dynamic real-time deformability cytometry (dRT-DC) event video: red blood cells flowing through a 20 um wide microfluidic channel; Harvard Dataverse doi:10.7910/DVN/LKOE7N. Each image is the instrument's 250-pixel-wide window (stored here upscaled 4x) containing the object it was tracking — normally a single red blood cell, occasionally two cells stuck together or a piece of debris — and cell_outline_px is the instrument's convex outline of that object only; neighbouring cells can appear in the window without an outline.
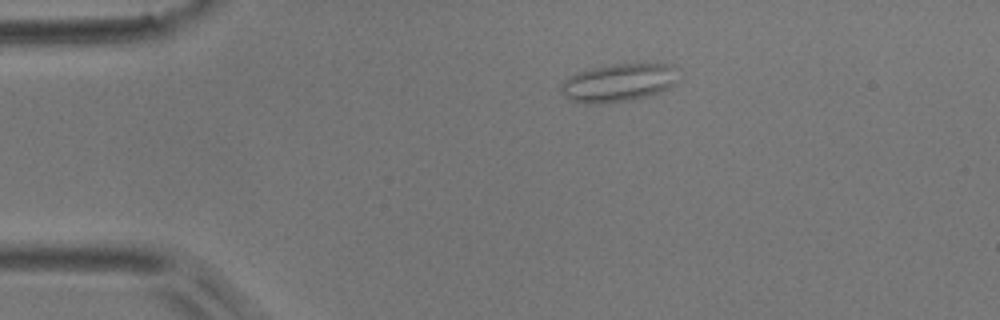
{"species": "common noctule bat (a hibernating species)", "species_latin": "Nyctalus noctula", "temperature_condition": "room temperature", "stored_images_in_passage": 8, "camera_frame_rate_fps": 3000, "um_per_image_px": 0.085, "animal": {"sex": "male", "body_mass_g": 17.9}, "frame": {"image": 1, "passage_image": 1, "time_ms": 0.0, "image_size_px": [1000, 320], "cell_outline_px": [[676, 80], [668, 88], [660, 92], [648, 96], [632, 100], [596, 104], [584, 104], [572, 100], [564, 92], [564, 80], [568, 76], [576, 72], [592, 68], [612, 64], [672, 64]], "centroid_in_image_um": [52.57, 7.03], "position_along_channel_um": 32.4, "area_um2": 25.49}}
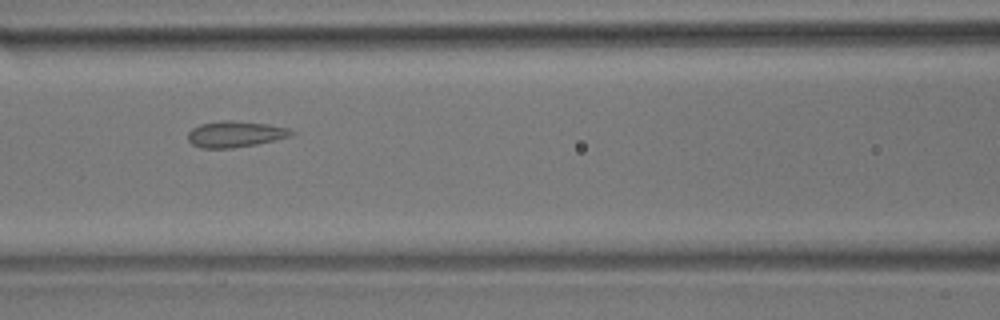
{"frame": {"image": 2, "passage_image": 5, "time_ms": 4.333, "image_size_px": [1000, 320], "cell_outline_px": [[296, 132], [292, 136], [256, 144], [232, 148], [200, 148], [192, 144], [188, 140], [188, 132], [192, 128], [200, 124], [220, 120], [232, 120], [268, 124], [288, 128]], "centroid_in_image_um": [19.99, 11.39], "position_along_channel_um": 146.6, "area_um2": 15.84}}
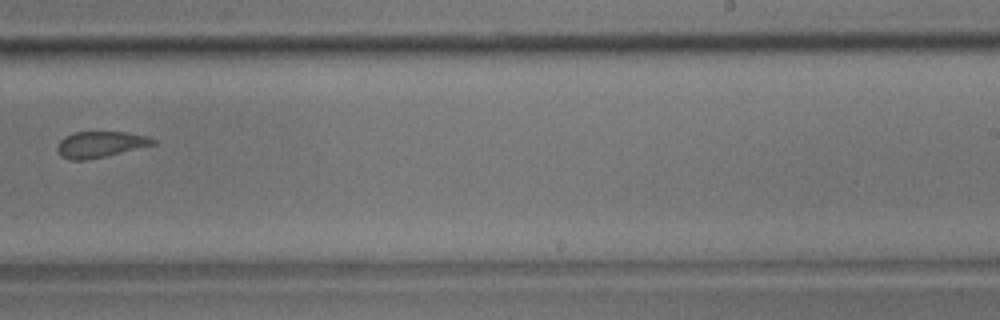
{"frame": {"image": 3, "passage_image": 8, "time_ms": 8.0, "image_size_px": [1000, 320], "cell_outline_px": [[156, 144], [88, 160], [68, 160], [60, 156], [56, 148], [60, 140], [64, 136], [72, 132], [128, 132], [148, 136], [156, 140]], "centroid_in_image_um": [8.5, 12.27], "position_along_channel_um": 280.5, "area_um2": 14.68}}